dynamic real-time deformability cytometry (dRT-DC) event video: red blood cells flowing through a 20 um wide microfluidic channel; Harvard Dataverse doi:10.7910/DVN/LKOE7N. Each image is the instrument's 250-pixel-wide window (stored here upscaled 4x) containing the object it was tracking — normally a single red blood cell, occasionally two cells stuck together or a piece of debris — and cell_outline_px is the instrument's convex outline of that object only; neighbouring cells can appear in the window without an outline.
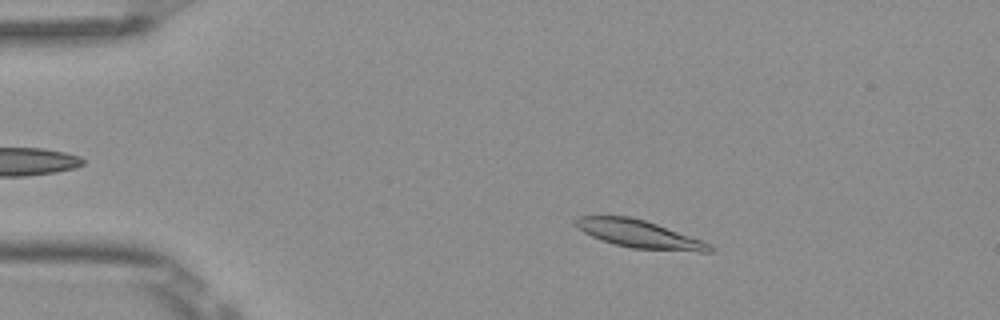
{"species": "Egyptian fruit bat (a non-hibernating species)", "species_latin": "Rousettus aegyptiacus", "temperature_condition": "room temperature", "stored_images_in_passage": 9, "camera_frame_rate_fps": 3000, "um_per_image_px": 0.085, "frame": {"image": 1, "passage_image": 2, "time_ms": 0.333, "image_size_px": [1000, 320], "cell_outline_px": [[716, 248], [712, 252], [700, 252], [632, 248], [616, 244], [592, 236], [584, 232], [576, 224], [576, 216], [628, 216], [644, 220], [656, 224], [712, 244]], "centroid_in_image_um": [54.4, 19.9], "position_along_channel_um": 30.6, "area_um2": 21.27}}
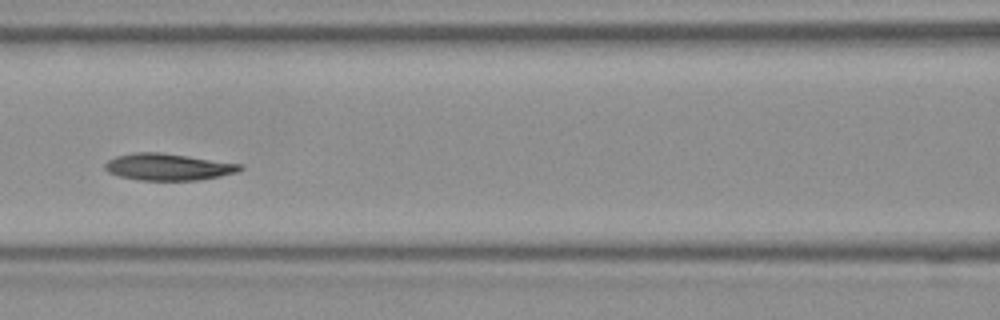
{"frame": {"image": 2, "passage_image": 6, "time_ms": 1.667, "image_size_px": [1000, 320], "cell_outline_px": [[244, 168], [236, 172], [220, 176], [200, 180], [140, 180], [120, 176], [108, 172], [104, 168], [104, 164], [108, 160], [116, 156], [132, 152], [160, 152], [244, 164]], "centroid_in_image_um": [14.3, 14.18], "position_along_channel_um": 152.3, "area_um2": 21.15}}
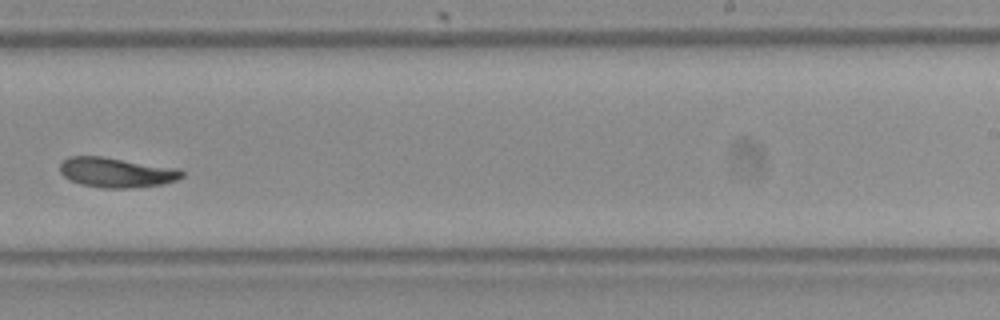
{"frame": {"image": 3, "passage_image": 9, "time_ms": 2.667, "image_size_px": [1000, 320], "cell_outline_px": [[184, 176], [176, 180], [164, 184], [132, 188], [104, 188], [80, 184], [68, 180], [60, 172], [60, 164], [68, 156], [100, 156], [180, 168], [184, 172]], "centroid_in_image_um": [9.91, 14.66], "position_along_channel_um": 279.1, "area_um2": 21.44}}